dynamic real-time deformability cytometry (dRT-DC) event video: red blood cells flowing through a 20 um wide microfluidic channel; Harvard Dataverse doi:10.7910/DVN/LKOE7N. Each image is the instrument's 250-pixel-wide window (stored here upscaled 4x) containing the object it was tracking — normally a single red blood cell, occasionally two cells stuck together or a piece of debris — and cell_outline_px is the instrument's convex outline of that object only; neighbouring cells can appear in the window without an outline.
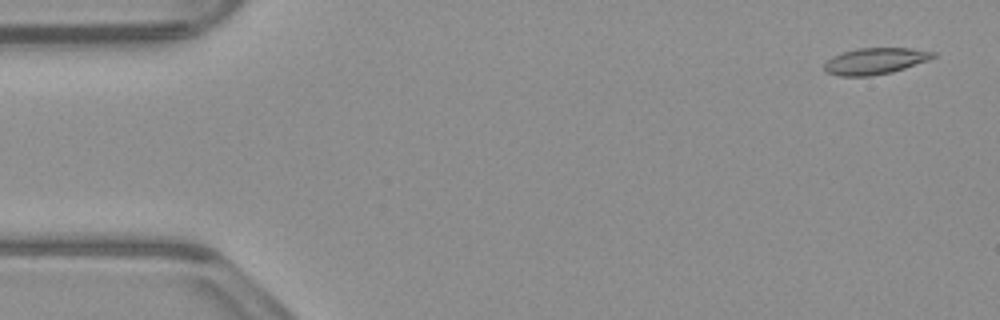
{"species": "common noctule bat (a hibernating species)", "species_latin": "Nyctalus noctula", "temperature_condition": "warm", "stored_images_in_passage": 53, "camera_frame_rate_fps": 3000, "um_per_image_px": 0.085, "animal": {"sex": "male", "body_mass_g": 23.1, "forearm_length_mm": 52.7}, "frame": {"image": 1, "passage_image": 2, "time_ms": 0.333, "image_size_px": [1000, 320], "cell_outline_px": [[936, 56], [928, 60], [892, 72], [872, 76], [840, 76], [828, 72], [824, 68], [824, 64], [832, 56], [856, 48], [912, 48], [936, 52]], "centroid_in_image_um": [74.4, 5.18], "position_along_channel_um": 10.6, "area_um2": 16.65}}
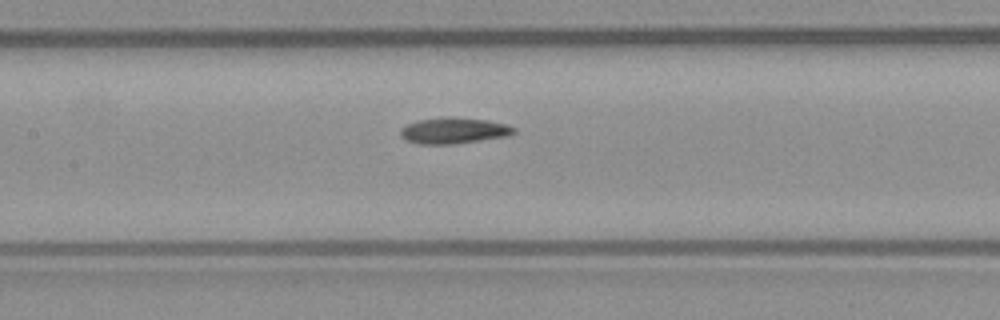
{"frame": {"image": 2, "passage_image": 24, "time_ms": 7.667, "image_size_px": [1000, 320], "cell_outline_px": [[516, 132], [508, 136], [452, 144], [416, 144], [404, 140], [400, 136], [400, 128], [416, 120], [448, 116], [452, 116], [484, 120], [508, 124], [516, 128]], "centroid_in_image_um": [38.54, 11.1], "position_along_channel_um": 168.9, "area_um2": 17.46}}
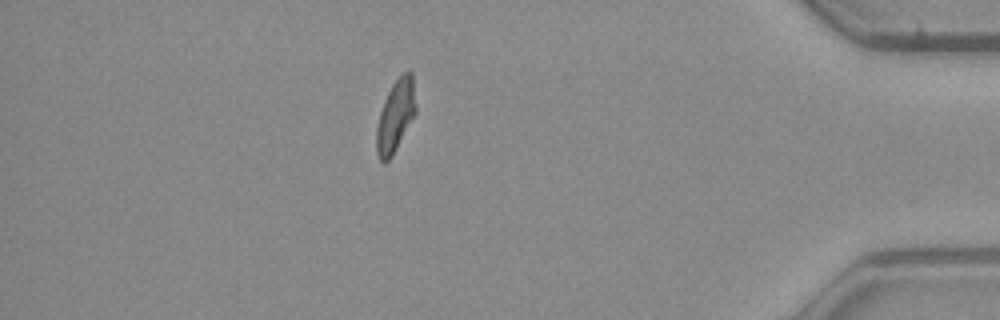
{"frame": {"image": 3, "passage_image": 46, "time_ms": 15.0, "image_size_px": [1000, 320], "cell_outline_px": [[416, 112], [392, 156], [384, 164], [380, 160], [376, 152], [376, 128], [380, 112], [384, 100], [392, 84], [408, 68], [412, 72], [416, 104]], "centroid_in_image_um": [33.62, 9.84], "position_along_channel_um": 401.6, "area_um2": 16.47}, "authors_computed_cell_mechanics": {"area_um2": 16.8198, "velocity_mm_per_s": 3.8383, "shape_relaxation_time_tau1_ms": null, "shape_relaxation_time_tau2_ms": 8.4208, "deformation_change_tau1": null, "deformation_change_tau2": 0.1444}}